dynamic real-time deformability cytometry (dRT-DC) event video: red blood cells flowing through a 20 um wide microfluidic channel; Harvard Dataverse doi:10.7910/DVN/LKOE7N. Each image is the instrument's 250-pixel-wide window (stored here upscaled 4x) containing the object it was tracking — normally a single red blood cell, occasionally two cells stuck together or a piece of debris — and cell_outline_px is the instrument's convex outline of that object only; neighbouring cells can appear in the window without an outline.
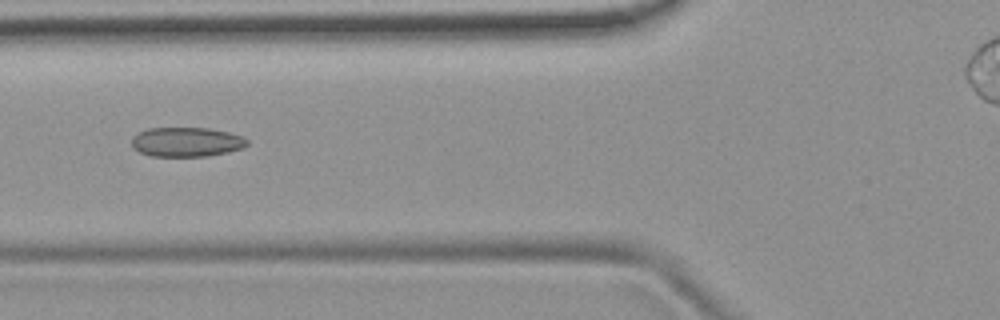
{"species": "common noctule bat (a hibernating species)", "species_latin": "Nyctalus noctula", "temperature_condition": "room temperature", "stored_images_in_passage": 5, "camera_frame_rate_fps": 3000, "um_per_image_px": 0.085, "animal": {"sex": "female", "body_mass_g": 19.9}, "frame": {"image": 1, "passage_image": 5, "time_ms": 4.667, "image_size_px": [1000, 320], "cell_outline_px": [[248, 144], [244, 148], [228, 152], [208, 156], [152, 156], [140, 152], [132, 148], [132, 136], [148, 128], [208, 128], [228, 132], [244, 136], [248, 140]], "centroid_in_image_um": [15.88, 12.07], "position_along_channel_um": 109.9, "area_um2": 19.94}}